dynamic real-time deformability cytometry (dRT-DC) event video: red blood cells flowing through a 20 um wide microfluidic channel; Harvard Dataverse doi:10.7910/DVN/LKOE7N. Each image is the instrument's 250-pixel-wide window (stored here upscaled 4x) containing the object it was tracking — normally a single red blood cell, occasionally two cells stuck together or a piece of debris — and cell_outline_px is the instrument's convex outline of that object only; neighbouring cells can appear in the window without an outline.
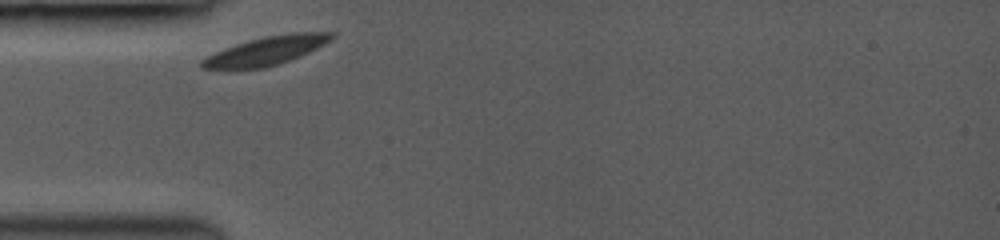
{"species": "common noctule bat (a hibernating species)", "species_latin": "Nyctalus noctula", "temperature_condition": "room temperature", "stored_images_in_passage": 2, "camera_frame_rate_fps": 3000, "um_per_image_px": 0.085, "animal": {"sex": "female", "body_mass_g": 19.0, "forearm_length_mm": 53.3}, "frame": {"image": 1, "passage_image": 1, "time_ms": 0.0, "image_size_px": [1000, 240], "cell_outline_px": [[336, 36], [332, 40], [300, 56], [264, 68], [200, 68], [200, 60], [216, 52], [236, 44], [248, 40], [264, 36], [292, 32], [336, 32]], "centroid_in_image_um": [22.68, 4.28], "position_along_channel_um": 62.3, "area_um2": 21.27}}